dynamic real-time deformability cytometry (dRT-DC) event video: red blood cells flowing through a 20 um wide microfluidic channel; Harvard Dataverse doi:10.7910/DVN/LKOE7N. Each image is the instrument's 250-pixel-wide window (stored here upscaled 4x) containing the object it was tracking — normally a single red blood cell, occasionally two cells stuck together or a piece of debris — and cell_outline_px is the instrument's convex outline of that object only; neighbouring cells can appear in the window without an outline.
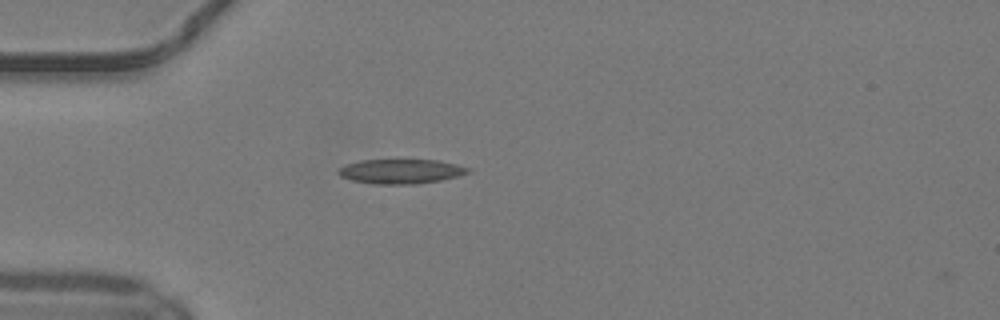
{"species": "common noctule bat (a hibernating species)", "species_latin": "Nyctalus noctula", "temperature_condition": "warm", "stored_images_in_passage": 2, "camera_frame_rate_fps": 3000, "um_per_image_px": 0.085, "animal": {"sex": "male", "body_mass_g": 19.2, "forearm_length_mm": 51.8}, "frame": {"image": 1, "passage_image": 1, "time_ms": 0.0, "image_size_px": [1000, 320], "cell_outline_px": [[472, 172], [440, 180], [416, 184], [376, 184], [352, 180], [340, 176], [336, 172], [340, 168], [348, 164], [360, 160], [436, 160], [456, 164], [472, 168]], "centroid_in_image_um": [34.1, 14.56], "position_along_channel_um": 50.9, "area_um2": 18.44}}